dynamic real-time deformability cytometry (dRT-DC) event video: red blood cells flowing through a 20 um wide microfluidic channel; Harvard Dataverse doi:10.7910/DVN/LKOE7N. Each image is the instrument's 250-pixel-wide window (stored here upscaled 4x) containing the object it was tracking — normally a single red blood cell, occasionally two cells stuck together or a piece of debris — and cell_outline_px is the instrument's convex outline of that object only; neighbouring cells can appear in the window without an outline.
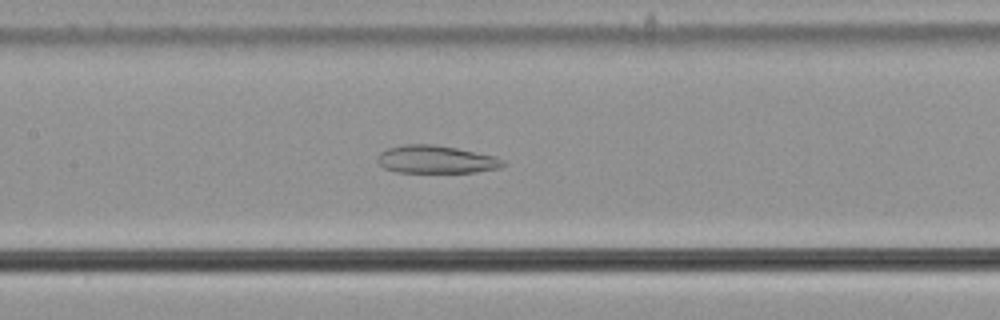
{"species": "common noctule bat (a hibernating species)", "species_latin": "Nyctalus noctula", "temperature_condition": "cold", "stored_images_in_passage": 56, "camera_frame_rate_fps": 3000, "um_per_image_px": 0.085, "animal": {"sex": "male", "body_mass_g": 21.5, "forearm_length_mm": 52.0}, "frame": {"image": 1, "passage_image": 27, "time_ms": 8.667, "image_size_px": [1000, 320], "cell_outline_px": [[508, 164], [500, 168], [476, 172], [396, 172], [384, 168], [376, 160], [380, 152], [388, 148], [408, 144], [432, 144], [456, 148], [496, 156], [504, 160]], "centroid_in_image_um": [37.1, 13.56], "position_along_channel_um": 170.3, "area_um2": 20.4}}
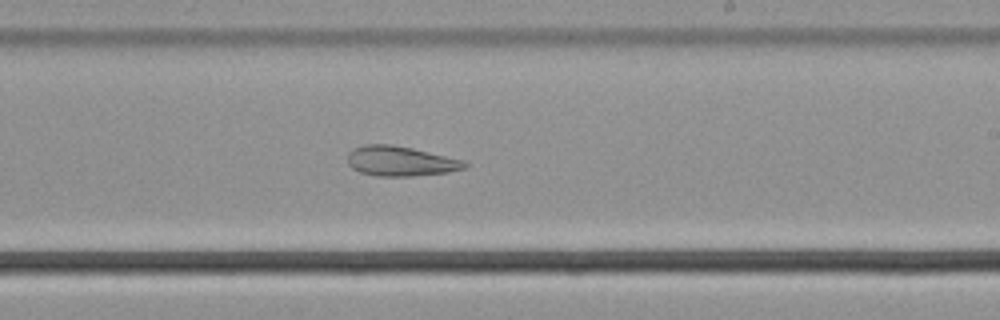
{"frame": {"image": 2, "passage_image": 34, "time_ms": 11.0, "image_size_px": [1000, 320], "cell_outline_px": [[468, 164], [464, 168], [448, 172], [412, 176], [376, 176], [360, 172], [352, 168], [348, 164], [348, 152], [352, 148], [364, 144], [392, 144], [412, 148], [464, 160]], "centroid_in_image_um": [34.0, 13.69], "position_along_channel_um": 255.0, "area_um2": 20.46}}
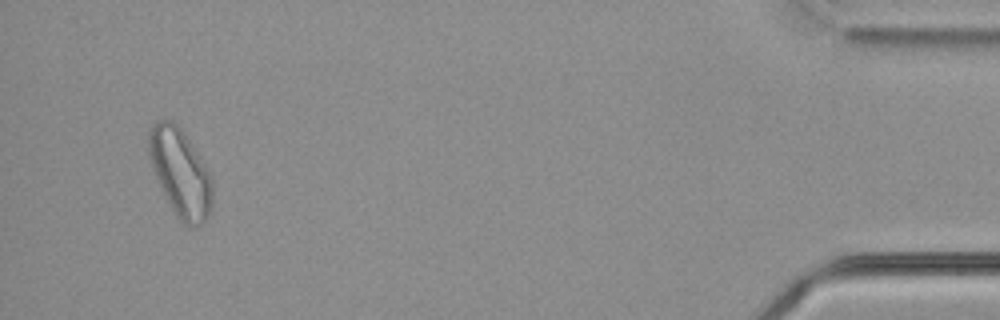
{"frame": {"image": 3, "passage_image": 54, "time_ms": 17.667, "image_size_px": [1000, 320], "cell_outline_px": [[212, 208], [208, 216], [200, 224], [192, 228], [188, 228], [176, 216], [156, 176], [148, 152], [148, 128], [156, 120], [172, 120], [184, 132], [212, 176]], "centroid_in_image_um": [15.34, 14.67], "position_along_channel_um": 419.9, "area_um2": 32.43}, "authors_computed_cell_mechanics": {"area_um2": 28.5243, "velocity_mm_per_s": 3.6416, "shape_relaxation_time_tau1_ms": null, "shape_relaxation_time_tau2_ms": 2.5835, "deformation_change_tau1": null, "deformation_change_tau2": 0.1094}}